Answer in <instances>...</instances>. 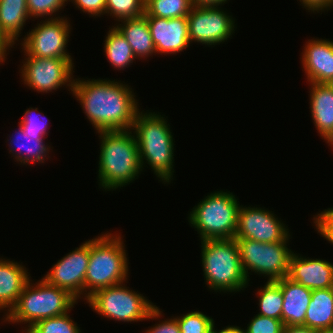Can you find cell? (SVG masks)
<instances>
[{"mask_svg":"<svg viewBox=\"0 0 333 333\" xmlns=\"http://www.w3.org/2000/svg\"><path fill=\"white\" fill-rule=\"evenodd\" d=\"M73 96L95 130H130L139 111L128 84L107 79H74Z\"/></svg>","mask_w":333,"mask_h":333,"instance_id":"1","label":"cell"},{"mask_svg":"<svg viewBox=\"0 0 333 333\" xmlns=\"http://www.w3.org/2000/svg\"><path fill=\"white\" fill-rule=\"evenodd\" d=\"M97 133L101 139L98 185L109 191L129 185L134 179L136 180L143 169L137 140L131 129Z\"/></svg>","mask_w":333,"mask_h":333,"instance_id":"2","label":"cell"},{"mask_svg":"<svg viewBox=\"0 0 333 333\" xmlns=\"http://www.w3.org/2000/svg\"><path fill=\"white\" fill-rule=\"evenodd\" d=\"M131 130L137 140L142 169L147 163L164 184L170 183L174 173V138L166 118L157 112L139 110Z\"/></svg>","mask_w":333,"mask_h":333,"instance_id":"3","label":"cell"},{"mask_svg":"<svg viewBox=\"0 0 333 333\" xmlns=\"http://www.w3.org/2000/svg\"><path fill=\"white\" fill-rule=\"evenodd\" d=\"M123 244L122 236L116 233H104L90 239L84 301L100 289L127 281L129 263Z\"/></svg>","mask_w":333,"mask_h":333,"instance_id":"4","label":"cell"},{"mask_svg":"<svg viewBox=\"0 0 333 333\" xmlns=\"http://www.w3.org/2000/svg\"><path fill=\"white\" fill-rule=\"evenodd\" d=\"M31 281L25 285L15 306L3 315V322L28 323L26 332L37 321L70 312L78 303L69 291L50 285L43 278L36 283Z\"/></svg>","mask_w":333,"mask_h":333,"instance_id":"5","label":"cell"},{"mask_svg":"<svg viewBox=\"0 0 333 333\" xmlns=\"http://www.w3.org/2000/svg\"><path fill=\"white\" fill-rule=\"evenodd\" d=\"M201 244L202 268L209 289L225 293L244 290L249 283L236 239H208Z\"/></svg>","mask_w":333,"mask_h":333,"instance_id":"6","label":"cell"},{"mask_svg":"<svg viewBox=\"0 0 333 333\" xmlns=\"http://www.w3.org/2000/svg\"><path fill=\"white\" fill-rule=\"evenodd\" d=\"M234 194L223 190L210 193L189 214V224L201 241L235 237L237 214L241 205Z\"/></svg>","mask_w":333,"mask_h":333,"instance_id":"7","label":"cell"},{"mask_svg":"<svg viewBox=\"0 0 333 333\" xmlns=\"http://www.w3.org/2000/svg\"><path fill=\"white\" fill-rule=\"evenodd\" d=\"M125 283L113 285L96 291L86 303L97 312L110 320L138 322L146 319H157L162 311L139 292H135ZM155 318V319H154Z\"/></svg>","mask_w":333,"mask_h":333,"instance_id":"8","label":"cell"},{"mask_svg":"<svg viewBox=\"0 0 333 333\" xmlns=\"http://www.w3.org/2000/svg\"><path fill=\"white\" fill-rule=\"evenodd\" d=\"M288 240L264 243L251 239H236L245 276L250 281L248 270L277 281L288 275L290 259L294 253L287 246Z\"/></svg>","mask_w":333,"mask_h":333,"instance_id":"9","label":"cell"},{"mask_svg":"<svg viewBox=\"0 0 333 333\" xmlns=\"http://www.w3.org/2000/svg\"><path fill=\"white\" fill-rule=\"evenodd\" d=\"M46 19L34 27L21 44L24 56L73 59L67 52L70 23L65 17Z\"/></svg>","mask_w":333,"mask_h":333,"instance_id":"10","label":"cell"},{"mask_svg":"<svg viewBox=\"0 0 333 333\" xmlns=\"http://www.w3.org/2000/svg\"><path fill=\"white\" fill-rule=\"evenodd\" d=\"M22 63V81L31 89L49 93L67 85L72 92L75 72L72 59L26 56Z\"/></svg>","mask_w":333,"mask_h":333,"instance_id":"11","label":"cell"},{"mask_svg":"<svg viewBox=\"0 0 333 333\" xmlns=\"http://www.w3.org/2000/svg\"><path fill=\"white\" fill-rule=\"evenodd\" d=\"M220 8L192 7L187 15L190 43L215 46L232 37L235 20Z\"/></svg>","mask_w":333,"mask_h":333,"instance_id":"12","label":"cell"},{"mask_svg":"<svg viewBox=\"0 0 333 333\" xmlns=\"http://www.w3.org/2000/svg\"><path fill=\"white\" fill-rule=\"evenodd\" d=\"M234 238L276 243L289 239L290 233L282 220L271 211L255 206H240Z\"/></svg>","mask_w":333,"mask_h":333,"instance_id":"13","label":"cell"},{"mask_svg":"<svg viewBox=\"0 0 333 333\" xmlns=\"http://www.w3.org/2000/svg\"><path fill=\"white\" fill-rule=\"evenodd\" d=\"M89 257L90 240L58 260L43 279L48 284L65 289L77 299H81L85 292V276Z\"/></svg>","mask_w":333,"mask_h":333,"instance_id":"14","label":"cell"},{"mask_svg":"<svg viewBox=\"0 0 333 333\" xmlns=\"http://www.w3.org/2000/svg\"><path fill=\"white\" fill-rule=\"evenodd\" d=\"M152 36L156 54H176L189 47L187 16L165 19L144 15Z\"/></svg>","mask_w":333,"mask_h":333,"instance_id":"15","label":"cell"},{"mask_svg":"<svg viewBox=\"0 0 333 333\" xmlns=\"http://www.w3.org/2000/svg\"><path fill=\"white\" fill-rule=\"evenodd\" d=\"M287 277L311 290L333 287V263L293 253Z\"/></svg>","mask_w":333,"mask_h":333,"instance_id":"16","label":"cell"},{"mask_svg":"<svg viewBox=\"0 0 333 333\" xmlns=\"http://www.w3.org/2000/svg\"><path fill=\"white\" fill-rule=\"evenodd\" d=\"M302 54V66L309 83H326L333 79V41L308 40Z\"/></svg>","mask_w":333,"mask_h":333,"instance_id":"17","label":"cell"},{"mask_svg":"<svg viewBox=\"0 0 333 333\" xmlns=\"http://www.w3.org/2000/svg\"><path fill=\"white\" fill-rule=\"evenodd\" d=\"M280 288L283 295L282 322L284 326L305 325L312 290L292 281L287 276L280 279Z\"/></svg>","mask_w":333,"mask_h":333,"instance_id":"18","label":"cell"},{"mask_svg":"<svg viewBox=\"0 0 333 333\" xmlns=\"http://www.w3.org/2000/svg\"><path fill=\"white\" fill-rule=\"evenodd\" d=\"M26 268L17 261L0 258V311L10 310L15 306L19 295L30 280ZM7 308V309H6Z\"/></svg>","mask_w":333,"mask_h":333,"instance_id":"19","label":"cell"},{"mask_svg":"<svg viewBox=\"0 0 333 333\" xmlns=\"http://www.w3.org/2000/svg\"><path fill=\"white\" fill-rule=\"evenodd\" d=\"M310 112L313 123L323 137L333 128V90L326 83H309Z\"/></svg>","mask_w":333,"mask_h":333,"instance_id":"20","label":"cell"},{"mask_svg":"<svg viewBox=\"0 0 333 333\" xmlns=\"http://www.w3.org/2000/svg\"><path fill=\"white\" fill-rule=\"evenodd\" d=\"M128 44L131 46L134 56L137 58H146L156 55L155 46L147 23V18L143 15L137 18L122 20L121 24L115 26Z\"/></svg>","mask_w":333,"mask_h":333,"instance_id":"21","label":"cell"},{"mask_svg":"<svg viewBox=\"0 0 333 333\" xmlns=\"http://www.w3.org/2000/svg\"><path fill=\"white\" fill-rule=\"evenodd\" d=\"M16 134L15 139L13 137L8 139V141L11 140L9 141V152L14 156L16 161L20 162V164L23 163L22 165L44 163L47 159L46 156L50 152V146L46 145L43 141L45 136L27 135L20 125Z\"/></svg>","mask_w":333,"mask_h":333,"instance_id":"22","label":"cell"},{"mask_svg":"<svg viewBox=\"0 0 333 333\" xmlns=\"http://www.w3.org/2000/svg\"><path fill=\"white\" fill-rule=\"evenodd\" d=\"M28 19L27 0H0V33L12 46Z\"/></svg>","mask_w":333,"mask_h":333,"instance_id":"23","label":"cell"},{"mask_svg":"<svg viewBox=\"0 0 333 333\" xmlns=\"http://www.w3.org/2000/svg\"><path fill=\"white\" fill-rule=\"evenodd\" d=\"M305 326L316 330L333 328V287L312 290Z\"/></svg>","mask_w":333,"mask_h":333,"instance_id":"24","label":"cell"},{"mask_svg":"<svg viewBox=\"0 0 333 333\" xmlns=\"http://www.w3.org/2000/svg\"><path fill=\"white\" fill-rule=\"evenodd\" d=\"M104 52L112 67L119 70H123L125 67L128 68L133 60L136 59L131 46L115 25L107 33Z\"/></svg>","mask_w":333,"mask_h":333,"instance_id":"25","label":"cell"},{"mask_svg":"<svg viewBox=\"0 0 333 333\" xmlns=\"http://www.w3.org/2000/svg\"><path fill=\"white\" fill-rule=\"evenodd\" d=\"M259 315L282 320L283 295L280 280L267 281L258 289Z\"/></svg>","mask_w":333,"mask_h":333,"instance_id":"26","label":"cell"},{"mask_svg":"<svg viewBox=\"0 0 333 333\" xmlns=\"http://www.w3.org/2000/svg\"><path fill=\"white\" fill-rule=\"evenodd\" d=\"M144 1V15H150L165 19L187 16L193 7L190 0Z\"/></svg>","mask_w":333,"mask_h":333,"instance_id":"27","label":"cell"},{"mask_svg":"<svg viewBox=\"0 0 333 333\" xmlns=\"http://www.w3.org/2000/svg\"><path fill=\"white\" fill-rule=\"evenodd\" d=\"M69 313L39 320L25 333H81Z\"/></svg>","mask_w":333,"mask_h":333,"instance_id":"28","label":"cell"},{"mask_svg":"<svg viewBox=\"0 0 333 333\" xmlns=\"http://www.w3.org/2000/svg\"><path fill=\"white\" fill-rule=\"evenodd\" d=\"M144 0H106L105 14L117 22L144 15Z\"/></svg>","mask_w":333,"mask_h":333,"instance_id":"29","label":"cell"},{"mask_svg":"<svg viewBox=\"0 0 333 333\" xmlns=\"http://www.w3.org/2000/svg\"><path fill=\"white\" fill-rule=\"evenodd\" d=\"M175 319L181 333H210L215 322L212 317L199 311H191L181 317H175Z\"/></svg>","mask_w":333,"mask_h":333,"instance_id":"30","label":"cell"},{"mask_svg":"<svg viewBox=\"0 0 333 333\" xmlns=\"http://www.w3.org/2000/svg\"><path fill=\"white\" fill-rule=\"evenodd\" d=\"M66 2L68 3V0H27V9L30 18H45L44 16H46V19L48 17V19H53V16H56L57 12L65 6Z\"/></svg>","mask_w":333,"mask_h":333,"instance_id":"31","label":"cell"},{"mask_svg":"<svg viewBox=\"0 0 333 333\" xmlns=\"http://www.w3.org/2000/svg\"><path fill=\"white\" fill-rule=\"evenodd\" d=\"M284 324L282 320L256 314L249 322L244 333H282Z\"/></svg>","mask_w":333,"mask_h":333,"instance_id":"32","label":"cell"},{"mask_svg":"<svg viewBox=\"0 0 333 333\" xmlns=\"http://www.w3.org/2000/svg\"><path fill=\"white\" fill-rule=\"evenodd\" d=\"M38 108H29L24 113L23 118L19 122V125L23 128L25 134H32L37 136H47V126L48 124L43 121L45 118H41V113H34ZM34 113V114H33ZM39 114V115H38ZM39 116V117H38ZM41 116V117H40Z\"/></svg>","mask_w":333,"mask_h":333,"instance_id":"33","label":"cell"},{"mask_svg":"<svg viewBox=\"0 0 333 333\" xmlns=\"http://www.w3.org/2000/svg\"><path fill=\"white\" fill-rule=\"evenodd\" d=\"M317 233L333 244V208L325 209L313 217Z\"/></svg>","mask_w":333,"mask_h":333,"instance_id":"34","label":"cell"},{"mask_svg":"<svg viewBox=\"0 0 333 333\" xmlns=\"http://www.w3.org/2000/svg\"><path fill=\"white\" fill-rule=\"evenodd\" d=\"M70 1V0H68ZM76 8L92 16L101 17L105 14L106 0H71Z\"/></svg>","mask_w":333,"mask_h":333,"instance_id":"35","label":"cell"},{"mask_svg":"<svg viewBox=\"0 0 333 333\" xmlns=\"http://www.w3.org/2000/svg\"><path fill=\"white\" fill-rule=\"evenodd\" d=\"M146 333H181L177 320L173 318H168L164 321L155 324L150 329L146 330Z\"/></svg>","mask_w":333,"mask_h":333,"instance_id":"36","label":"cell"},{"mask_svg":"<svg viewBox=\"0 0 333 333\" xmlns=\"http://www.w3.org/2000/svg\"><path fill=\"white\" fill-rule=\"evenodd\" d=\"M306 10L313 11V13L317 12L320 13L319 11H327L330 10V8H333V0H299Z\"/></svg>","mask_w":333,"mask_h":333,"instance_id":"37","label":"cell"},{"mask_svg":"<svg viewBox=\"0 0 333 333\" xmlns=\"http://www.w3.org/2000/svg\"><path fill=\"white\" fill-rule=\"evenodd\" d=\"M318 330L305 325L284 326L282 333H317Z\"/></svg>","mask_w":333,"mask_h":333,"instance_id":"38","label":"cell"},{"mask_svg":"<svg viewBox=\"0 0 333 333\" xmlns=\"http://www.w3.org/2000/svg\"><path fill=\"white\" fill-rule=\"evenodd\" d=\"M193 7H219L228 0H190Z\"/></svg>","mask_w":333,"mask_h":333,"instance_id":"39","label":"cell"},{"mask_svg":"<svg viewBox=\"0 0 333 333\" xmlns=\"http://www.w3.org/2000/svg\"><path fill=\"white\" fill-rule=\"evenodd\" d=\"M13 46L8 42V40L0 33V64L5 62L7 56V50Z\"/></svg>","mask_w":333,"mask_h":333,"instance_id":"40","label":"cell"},{"mask_svg":"<svg viewBox=\"0 0 333 333\" xmlns=\"http://www.w3.org/2000/svg\"><path fill=\"white\" fill-rule=\"evenodd\" d=\"M211 333H244L243 329L239 326H226L220 331L215 330V323H213L212 328H211Z\"/></svg>","mask_w":333,"mask_h":333,"instance_id":"41","label":"cell"},{"mask_svg":"<svg viewBox=\"0 0 333 333\" xmlns=\"http://www.w3.org/2000/svg\"><path fill=\"white\" fill-rule=\"evenodd\" d=\"M322 139H324L328 145L333 147V128L327 134H325Z\"/></svg>","mask_w":333,"mask_h":333,"instance_id":"42","label":"cell"},{"mask_svg":"<svg viewBox=\"0 0 333 333\" xmlns=\"http://www.w3.org/2000/svg\"><path fill=\"white\" fill-rule=\"evenodd\" d=\"M317 333H333V328L319 329Z\"/></svg>","mask_w":333,"mask_h":333,"instance_id":"43","label":"cell"},{"mask_svg":"<svg viewBox=\"0 0 333 333\" xmlns=\"http://www.w3.org/2000/svg\"><path fill=\"white\" fill-rule=\"evenodd\" d=\"M328 85L331 87V89L333 90V79L328 83Z\"/></svg>","mask_w":333,"mask_h":333,"instance_id":"44","label":"cell"}]
</instances>
